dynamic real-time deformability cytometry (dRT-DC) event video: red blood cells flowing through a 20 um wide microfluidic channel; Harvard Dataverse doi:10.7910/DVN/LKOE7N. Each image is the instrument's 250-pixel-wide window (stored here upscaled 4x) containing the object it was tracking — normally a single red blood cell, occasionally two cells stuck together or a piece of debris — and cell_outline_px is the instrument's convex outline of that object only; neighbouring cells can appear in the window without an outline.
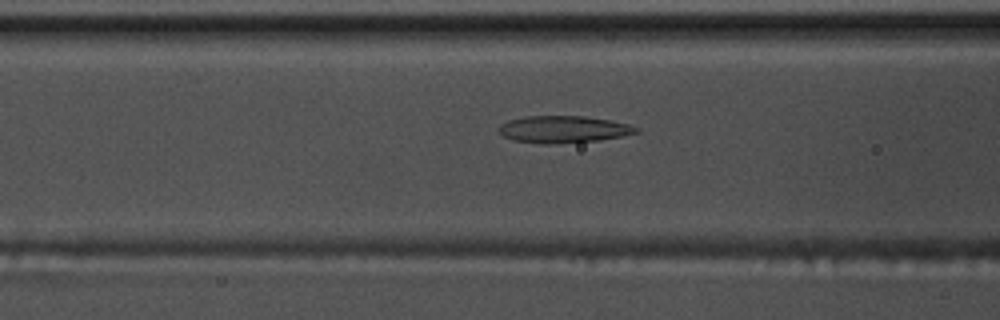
{"species": "common noctule bat (a hibernating species)", "species_latin": "Nyctalus noctula", "temperature_condition": "warm", "stored_images_in_passage": 32, "camera_frame_rate_fps": 3000, "um_per_image_px": 0.085, "animal": {"sex": "male", "body_mass_g": 17.5, "forearm_length_mm": 52.3}, "frame": {"image": 1, "passage_image": 7, "time_ms": 2.0, "image_size_px": [1000, 320], "cell_outline_px": [[640, 132], [600, 140], [552, 144], [540, 144], [512, 140], [504, 136], [500, 132], [500, 124], [508, 120], [524, 116], [584, 116], [608, 120], [628, 124], [640, 128]], "centroid_in_image_um": [47.88, 10.99], "position_along_channel_um": 118.7, "area_um2": 21.62}}
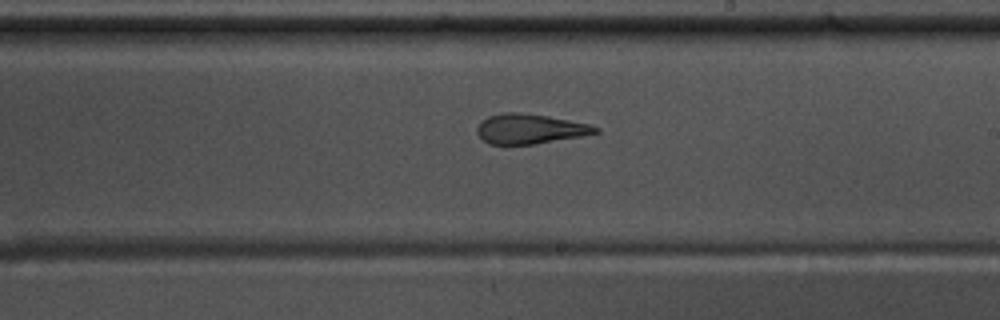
{"frame": {"image": 2, "passage_image": 17, "time_ms": 5.333, "image_size_px": [1000, 320], "cell_outline_px": [[600, 132], [580, 136], [532, 144], [488, 144], [476, 132], [476, 128], [488, 116], [504, 112], [516, 112], [548, 116], [588, 124], [600, 128]], "centroid_in_image_um": [45.03, 10.95], "position_along_channel_um": 244.0, "area_um2": 20.23}}
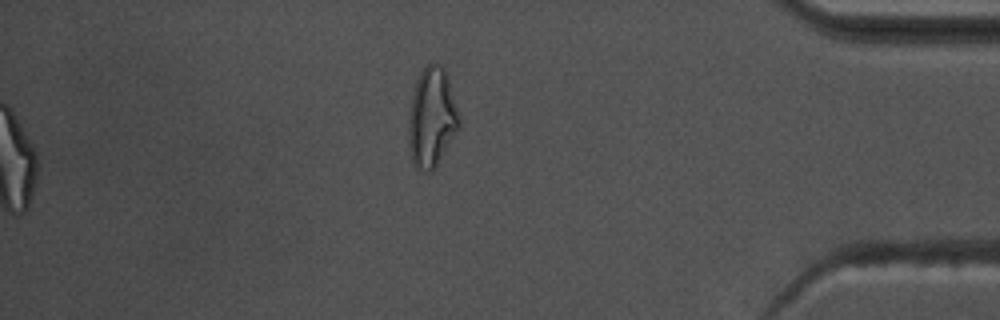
{"frame": {"image": 3, "passage_image": 32, "time_ms": 10.333, "image_size_px": [1000, 320], "cell_outline_px": [[460, 128], [432, 172], [428, 172], [416, 168], [412, 164], [408, 144], [408, 120], [412, 92], [416, 80], [420, 72], [432, 60], [444, 64], [448, 72], [460, 116]], "centroid_in_image_um": [36.72, 9.94], "position_along_channel_um": 398.5, "area_um2": 30.35}, "authors_computed_cell_mechanics": {"area_um2": 21.3282, "velocity_mm_per_s": 3.772, "shape_relaxation_time_tau1_ms": null, "shape_relaxation_time_tau2_ms": 1.9676, "deformation_change_tau1": null, "deformation_change_tau2": 0.11}}